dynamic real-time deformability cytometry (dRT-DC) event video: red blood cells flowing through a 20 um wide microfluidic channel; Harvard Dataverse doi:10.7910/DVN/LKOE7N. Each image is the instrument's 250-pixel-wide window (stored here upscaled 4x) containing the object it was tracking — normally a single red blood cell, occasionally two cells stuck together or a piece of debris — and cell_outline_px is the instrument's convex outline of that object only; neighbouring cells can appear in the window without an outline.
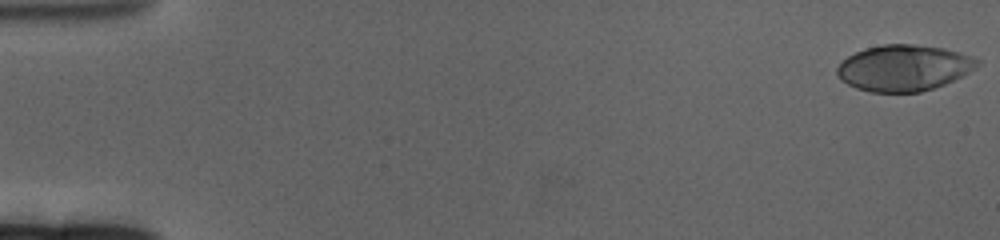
{"species": "human", "species_latin": "Homo sapiens", "temperature_condition": "cold", "stored_images_in_passage": 63, "camera_frame_rate_fps": 3000, "um_per_image_px": 0.085, "donor": {"sex": "female"}, "frame": {"image": 1, "passage_image": 1, "time_ms": 0.0, "image_size_px": [1000, 240], "cell_outline_px": [[980, 64], [976, 68], [964, 76], [944, 84], [920, 92], [868, 92], [856, 88], [840, 80], [836, 72], [836, 68], [848, 56], [864, 48], [884, 44], [912, 44], [944, 48], [980, 60]], "centroid_in_image_um": [76.81, 5.78], "position_along_channel_um": 8.2, "area_um2": 37.63}}
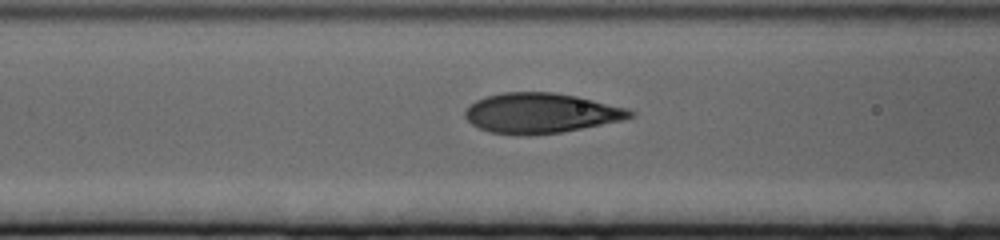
{"frame": {"image": 2, "passage_image": 26, "time_ms": 8.333, "image_size_px": [1000, 240], "cell_outline_px": [[636, 116], [624, 120], [560, 132], [528, 136], [520, 136], [488, 132], [472, 124], [464, 116], [464, 112], [476, 100], [488, 96], [504, 92], [552, 92], [576, 96], [628, 108], [636, 112]], "centroid_in_image_um": [46.0, 9.62], "position_along_channel_um": 120.6, "area_um2": 38.61}}
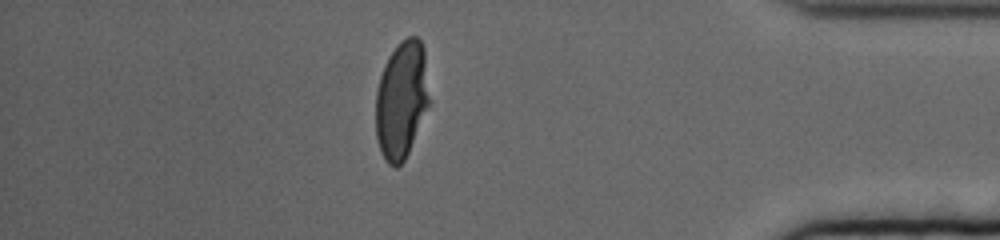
{"frame": {"image": 3, "passage_image": 55, "time_ms": 18.0, "image_size_px": [1000, 240], "cell_outline_px": [[432, 100], [408, 152], [404, 160], [396, 168], [388, 164], [380, 152], [376, 136], [376, 92], [380, 76], [384, 64], [388, 56], [400, 40], [408, 36], [416, 36], [420, 40], [424, 48]], "centroid_in_image_um": [34.16, 8.45], "position_along_channel_um": 401.0, "area_um2": 37.45}, "authors_computed_cell_mechanics": {"area_um2": 38.2636, "velocity_mm_per_s": 3.2518, "shape_relaxation_time_tau1_ms": 4.7421, "shape_relaxation_time_tau2_ms": null, "deformation_change_tau1": 0.2278, "deformation_change_tau2": null}}